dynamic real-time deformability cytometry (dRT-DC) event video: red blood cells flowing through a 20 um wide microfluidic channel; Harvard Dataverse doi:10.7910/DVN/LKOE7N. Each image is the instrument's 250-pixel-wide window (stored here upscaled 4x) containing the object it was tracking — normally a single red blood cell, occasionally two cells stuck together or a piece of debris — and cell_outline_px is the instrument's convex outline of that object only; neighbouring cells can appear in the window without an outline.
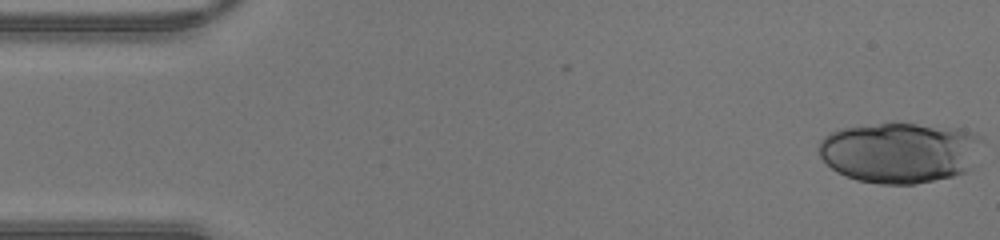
{"species": "human", "species_latin": "Homo sapiens", "temperature_condition": "warm", "stored_images_in_passage": 44, "segment_of_instrument_passage": [1, 2], "camera_frame_rate_fps": 3000, "um_per_image_px": 0.085, "donor": {"sex": "male"}, "frame": {"image": 1, "passage_image": 1, "time_ms": 0.0, "image_size_px": [1000, 240], "cell_outline_px": [[984, 140], [972, 168], [964, 172], [952, 176], [916, 184], [880, 184], [856, 180], [844, 176], [836, 172], [820, 156], [820, 140], [824, 136], [840, 128], [880, 124], [916, 124], [960, 128], [976, 132], [984, 136]], "centroid_in_image_um": [76.55, 12.96], "position_along_channel_um": 8.5, "area_um2": 58.2}}
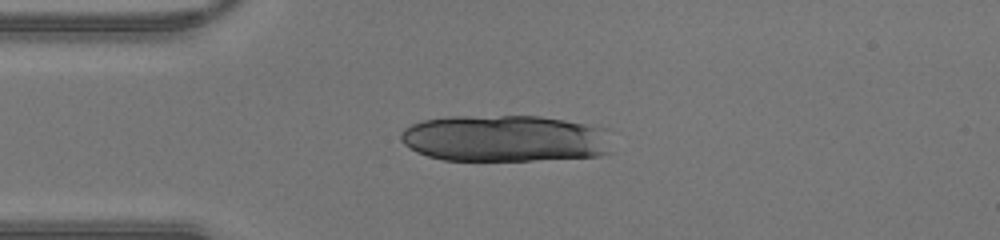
{"frame": {"image": 2, "passage_image": 11, "time_ms": 3.333, "image_size_px": [1000, 240], "cell_outline_px": [[612, 152], [600, 156], [532, 160], [444, 160], [428, 156], [416, 152], [404, 144], [400, 140], [400, 132], [404, 128], [412, 124], [424, 120], [452, 116], [540, 116], [564, 120], [608, 128]], "centroid_in_image_um": [42.96, 11.77], "position_along_channel_um": 42.0, "area_um2": 58.09}}